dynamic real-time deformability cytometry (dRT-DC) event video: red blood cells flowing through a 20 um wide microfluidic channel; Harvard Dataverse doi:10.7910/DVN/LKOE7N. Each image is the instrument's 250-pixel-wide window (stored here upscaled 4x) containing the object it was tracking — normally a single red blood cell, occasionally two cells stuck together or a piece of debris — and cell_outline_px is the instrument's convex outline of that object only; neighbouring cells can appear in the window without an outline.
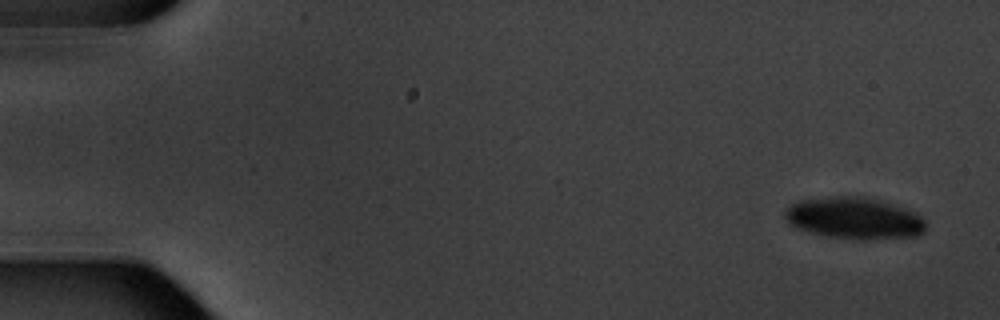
{"species": "common noctule bat (a hibernating species)", "species_latin": "Nyctalus noctula", "temperature_condition": "warm", "stored_images_in_passage": 9, "camera_frame_rate_fps": 3000, "um_per_image_px": 0.085, "animal": {"sex": "male", "body_mass_g": 20.1, "forearm_length_mm": 53.5}, "frame": {"image": 1, "passage_image": 1, "time_ms": 0.0, "image_size_px": [1000, 320], "cell_outline_px": [[924, 232], [916, 236], [864, 240], [860, 240], [828, 236], [812, 232], [800, 228], [792, 224], [784, 216], [784, 212], [792, 204], [800, 200], [840, 196], [864, 196], [880, 200], [916, 212], [924, 220]], "centroid_in_image_um": [72.65, 18.54], "position_along_channel_um": 12.3, "area_um2": 33.81}}